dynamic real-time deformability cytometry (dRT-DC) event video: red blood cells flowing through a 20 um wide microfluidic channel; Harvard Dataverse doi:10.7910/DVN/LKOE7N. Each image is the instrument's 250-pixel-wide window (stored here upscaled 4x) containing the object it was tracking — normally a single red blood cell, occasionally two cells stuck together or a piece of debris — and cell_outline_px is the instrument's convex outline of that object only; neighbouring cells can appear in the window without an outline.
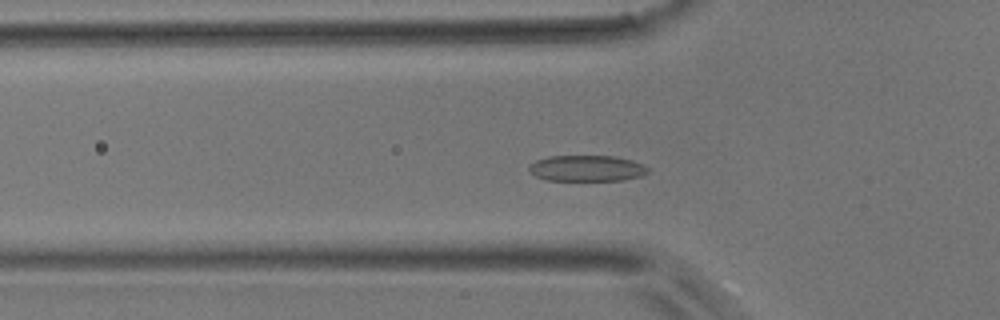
{"species": "common noctule bat (a hibernating species)", "species_latin": "Nyctalus noctula", "temperature_condition": "room temperature", "stored_images_in_passage": 49, "camera_frame_rate_fps": 3000, "um_per_image_px": 0.085, "animal": {"sex": "male", "body_mass_g": 17.9}, "frame": {"image": 1, "passage_image": 15, "time_ms": 4.667, "image_size_px": [1000, 320], "cell_outline_px": [[652, 168], [648, 172], [640, 176], [624, 180], [544, 180], [536, 176], [528, 168], [528, 164], [536, 160], [548, 156], [616, 156], [632, 160], [644, 164]], "centroid_in_image_um": [49.91, 14.3], "position_along_channel_um": 75.9, "area_um2": 18.21}}
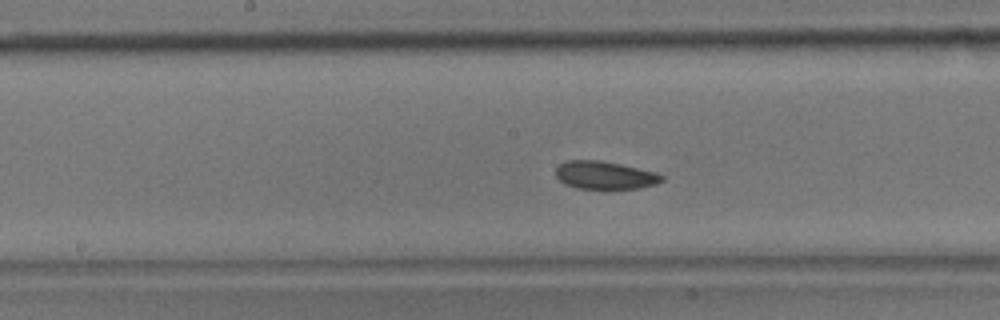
{"frame": {"image": 2, "passage_image": 24, "time_ms": 7.667, "image_size_px": [1000, 320], "cell_outline_px": [[664, 180], [656, 184], [640, 188], [608, 192], [604, 192], [576, 188], [564, 184], [556, 176], [556, 168], [560, 164], [568, 160], [600, 160], [620, 164], [656, 172], [664, 176]], "centroid_in_image_um": [51.43, 14.95], "position_along_channel_um": 196.8, "area_um2": 18.15}}
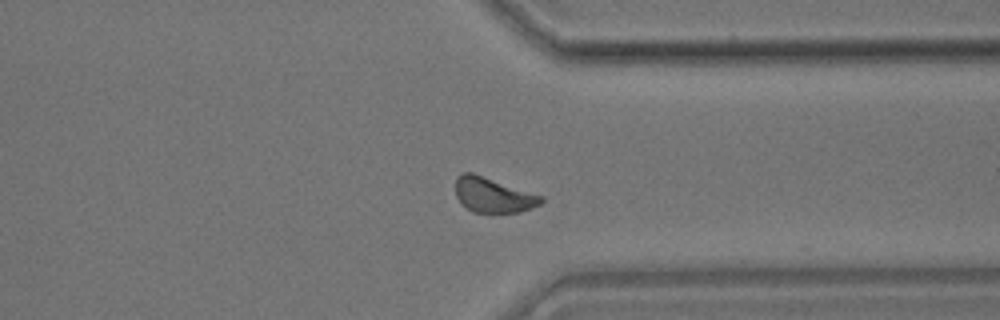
{"frame": {"image": 3, "passage_image": 37, "time_ms": 12.0, "image_size_px": [1000, 320], "cell_outline_px": [[544, 200], [540, 204], [520, 212], [492, 216], [472, 212], [464, 208], [456, 196], [456, 176], [460, 172], [472, 172], [544, 196]], "centroid_in_image_um": [41.89, 16.63], "position_along_channel_um": 369.5, "area_um2": 18.26}}